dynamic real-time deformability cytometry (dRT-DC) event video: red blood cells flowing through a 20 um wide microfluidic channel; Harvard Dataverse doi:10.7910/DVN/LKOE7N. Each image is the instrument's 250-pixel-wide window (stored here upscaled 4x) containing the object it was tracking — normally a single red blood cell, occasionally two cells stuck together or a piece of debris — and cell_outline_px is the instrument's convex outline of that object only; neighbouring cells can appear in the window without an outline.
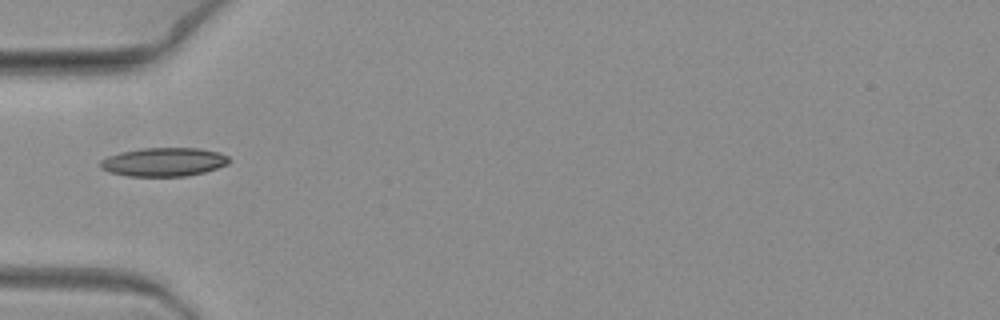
{"species": "common noctule bat (a hibernating species)", "species_latin": "Nyctalus noctula", "temperature_condition": "warm", "stored_images_in_passage": 8, "camera_frame_rate_fps": 3000, "um_per_image_px": 0.085, "animal": {"sex": "female", "body_mass_g": 19.3, "forearm_length_mm": 54.1}, "frame": {"image": 1, "passage_image": 1, "time_ms": 0.0, "image_size_px": [1000, 320], "cell_outline_px": [[228, 164], [204, 172], [188, 176], [128, 176], [108, 172], [100, 168], [100, 160], [108, 156], [120, 152], [140, 148], [200, 148], [220, 152], [228, 156]], "centroid_in_image_um": [13.9, 13.76], "position_along_channel_um": 71.1, "area_um2": 21.62}}
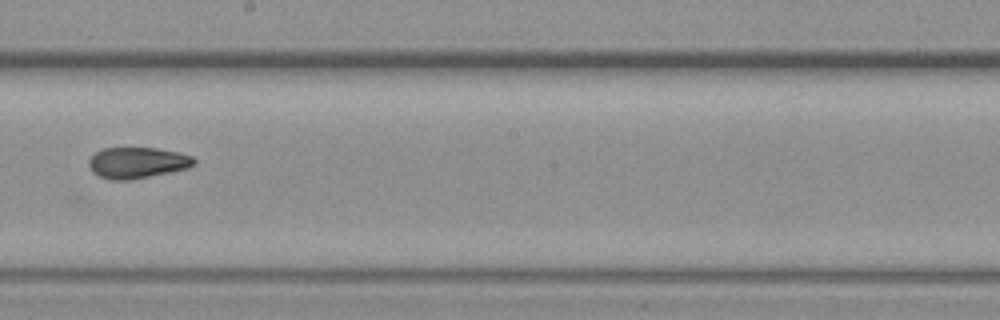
{"frame": {"image": 2, "passage_image": 6, "time_ms": 1.667, "image_size_px": [1000, 320], "cell_outline_px": [[196, 164], [188, 168], [128, 180], [112, 180], [100, 176], [92, 172], [88, 164], [88, 160], [96, 152], [104, 148], [156, 148], [180, 152], [192, 156], [196, 160]], "centroid_in_image_um": [11.68, 13.82], "position_along_channel_um": 236.5, "area_um2": 18.96}}
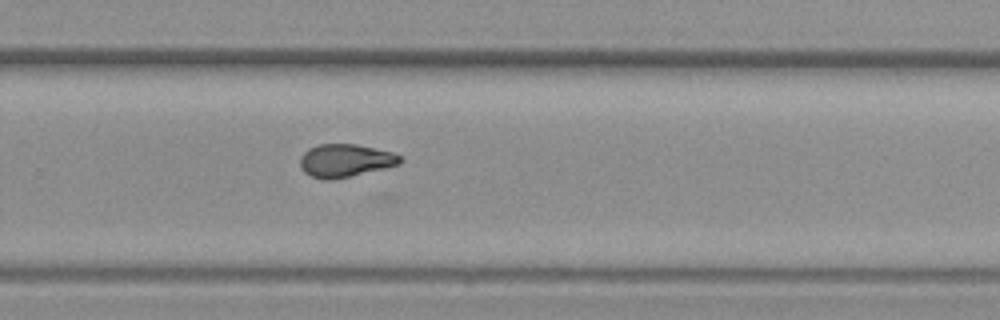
{"frame": {"image": 3, "passage_image": 8, "time_ms": 2.333, "image_size_px": [1000, 320], "cell_outline_px": [[404, 160], [400, 164], [384, 168], [332, 180], [324, 180], [312, 176], [304, 172], [300, 168], [300, 156], [308, 148], [320, 144], [356, 144], [392, 152], [400, 156]], "centroid_in_image_um": [29.33, 13.64], "position_along_channel_um": 300.5, "area_um2": 19.19}}